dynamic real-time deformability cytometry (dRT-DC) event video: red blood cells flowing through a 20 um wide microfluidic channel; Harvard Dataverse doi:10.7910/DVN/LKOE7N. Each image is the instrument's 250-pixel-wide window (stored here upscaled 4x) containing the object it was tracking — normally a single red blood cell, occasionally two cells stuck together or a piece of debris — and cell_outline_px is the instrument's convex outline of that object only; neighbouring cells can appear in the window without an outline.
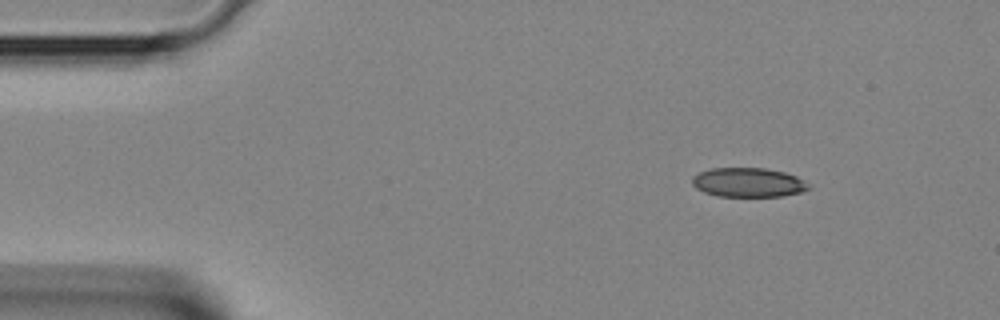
{"species": "Egyptian fruit bat (a non-hibernating species)", "species_latin": "Rousettus aegyptiacus", "temperature_condition": "room temperature", "stored_images_in_passage": 4, "segment_of_instrument_passage": [1, 2], "camera_frame_rate_fps": 3000, "um_per_image_px": 0.085, "animal": {"sex": "female"}, "frame": {"image": 1, "passage_image": 1, "time_ms": 0.0, "image_size_px": [1000, 320], "cell_outline_px": [[812, 188], [800, 192], [784, 196], [716, 196], [704, 192], [696, 188], [692, 184], [692, 176], [700, 172], [712, 168], [768, 168], [784, 172], [796, 176], [812, 184]], "centroid_in_image_um": [63.63, 15.5], "position_along_channel_um": 21.4, "area_um2": 20.06}}
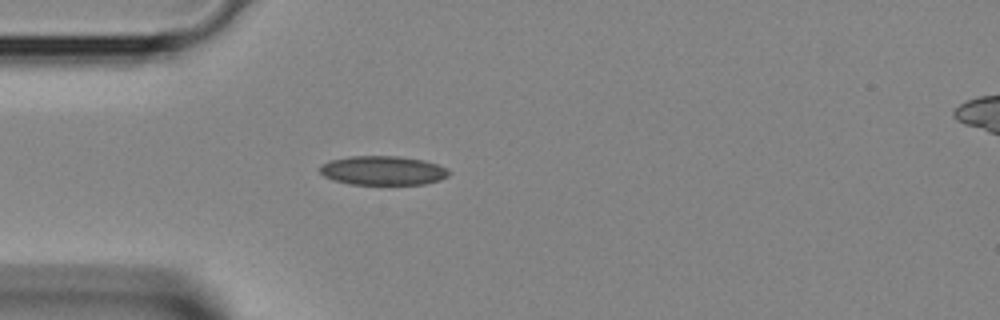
{"frame": {"image": 2, "passage_image": 3, "time_ms": 0.667, "image_size_px": [1000, 320], "cell_outline_px": [[452, 172], [448, 176], [440, 180], [424, 184], [348, 184], [332, 180], [324, 176], [320, 172], [320, 164], [328, 160], [348, 156], [400, 156], [424, 160], [448, 168]], "centroid_in_image_um": [32.53, 14.49], "position_along_channel_um": 52.5, "area_um2": 22.2}}